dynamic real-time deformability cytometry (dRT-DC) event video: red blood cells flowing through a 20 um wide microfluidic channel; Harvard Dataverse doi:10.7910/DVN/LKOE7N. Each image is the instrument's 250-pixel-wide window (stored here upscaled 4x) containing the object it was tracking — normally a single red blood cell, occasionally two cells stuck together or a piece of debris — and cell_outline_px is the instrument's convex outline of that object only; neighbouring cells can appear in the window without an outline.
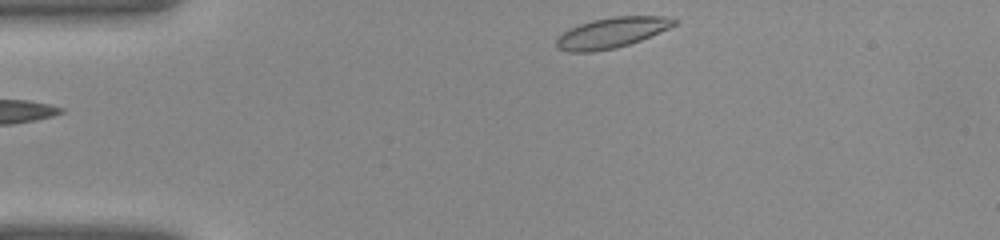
{"species": "common noctule bat (a hibernating species)", "species_latin": "Nyctalus noctula", "temperature_condition": "warm", "stored_images_in_passage": 34, "camera_frame_rate_fps": 3000, "um_per_image_px": 0.085, "animal": {"sex": "female", "body_mass_g": 22.0, "forearm_length_mm": 56.7}, "frame": {"image": 1, "passage_image": 1, "time_ms": 0.0, "image_size_px": [1000, 240], "cell_outline_px": [[680, 20], [676, 24], [668, 28], [640, 40], [616, 48], [592, 52], [568, 52], [556, 48], [556, 40], [568, 28], [592, 20], [612, 16], [664, 16]], "centroid_in_image_um": [51.97, 2.78], "position_along_channel_um": 33.0, "area_um2": 20.87}}
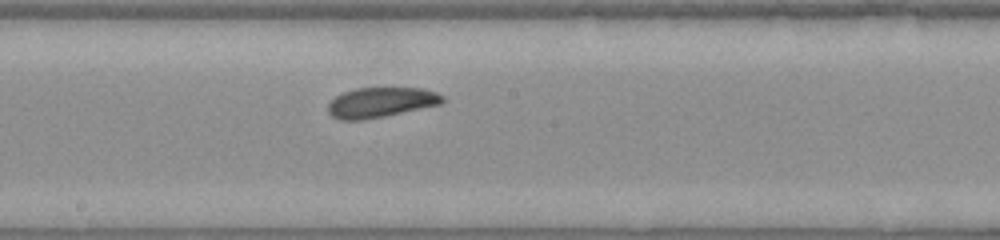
{"frame": {"image": 2, "passage_image": 15, "time_ms": 4.667, "image_size_px": [1000, 240], "cell_outline_px": [[444, 100], [440, 104], [384, 116], [364, 120], [340, 120], [332, 116], [328, 112], [328, 104], [336, 96], [344, 92], [356, 88], [424, 88], [436, 92], [444, 96]], "centroid_in_image_um": [32.36, 8.7], "position_along_channel_um": 215.8, "area_um2": 19.94}}
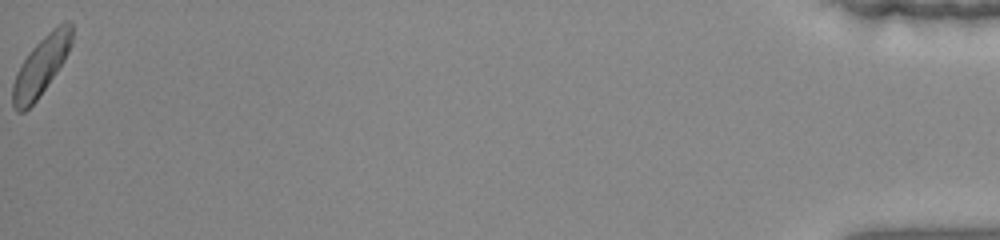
{"frame": {"image": 3, "passage_image": 34, "time_ms": 11.0, "image_size_px": [1000, 240], "cell_outline_px": [[72, 44], [64, 60], [56, 72], [36, 100], [24, 112], [16, 112], [12, 104], [12, 84], [16, 72], [20, 64], [28, 52], [56, 24], [64, 20], [68, 20], [72, 24]], "centroid_in_image_um": [3.48, 5.58], "position_along_channel_um": 431.7, "area_um2": 20.29}}